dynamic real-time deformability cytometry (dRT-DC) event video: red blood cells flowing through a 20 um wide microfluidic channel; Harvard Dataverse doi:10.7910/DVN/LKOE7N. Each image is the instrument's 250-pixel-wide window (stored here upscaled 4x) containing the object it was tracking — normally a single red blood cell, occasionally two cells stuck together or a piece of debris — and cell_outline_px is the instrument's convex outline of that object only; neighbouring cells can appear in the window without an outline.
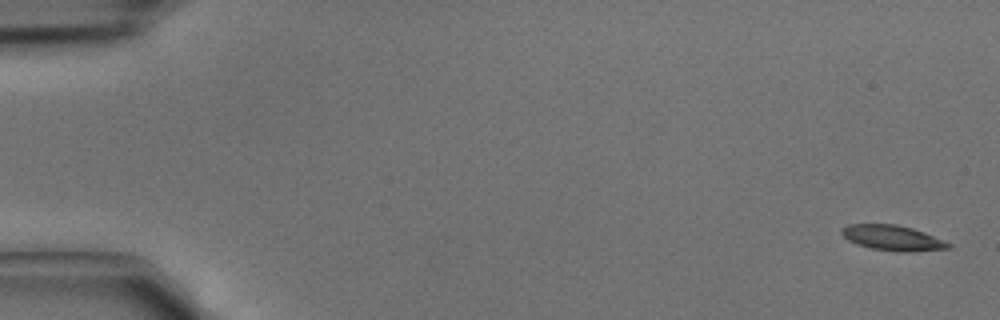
{"species": "common noctule bat (a hibernating species)", "species_latin": "Nyctalus noctula", "temperature_condition": "cold", "stored_images_in_passage": 4, "camera_frame_rate_fps": 3000, "um_per_image_px": 0.085, "animal": {"sex": "male", "body_mass_g": 15.6}, "frame": {"image": 1, "passage_image": 1, "time_ms": 0.0, "image_size_px": [1000, 320], "cell_outline_px": [[952, 248], [908, 252], [900, 252], [872, 248], [856, 244], [848, 240], [840, 232], [840, 228], [848, 224], [896, 224], [912, 228], [924, 232], [944, 240], [952, 244]], "centroid_in_image_um": [75.87, 20.22], "position_along_channel_um": 9.1, "area_um2": 15.78}}
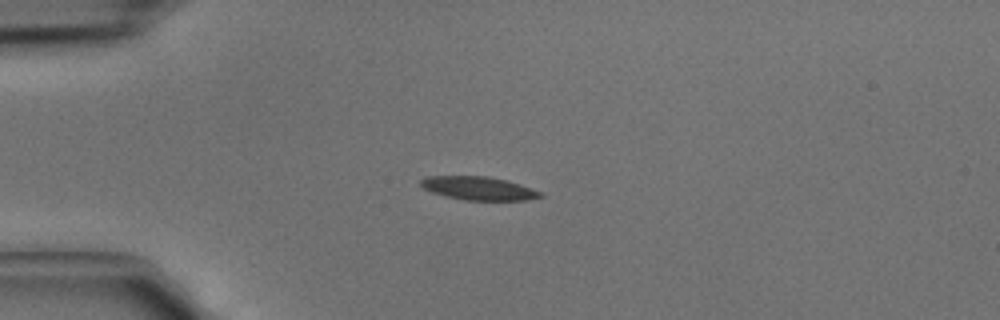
{"frame": {"image": 2, "passage_image": 4, "time_ms": 1.0, "image_size_px": [1000, 320], "cell_outline_px": [[544, 196], [524, 200], [468, 200], [444, 196], [432, 192], [424, 188], [420, 184], [420, 180], [424, 176], [488, 176], [520, 184], [544, 192]], "centroid_in_image_um": [40.68, 16.0], "position_along_channel_um": 44.3, "area_um2": 16.3}}